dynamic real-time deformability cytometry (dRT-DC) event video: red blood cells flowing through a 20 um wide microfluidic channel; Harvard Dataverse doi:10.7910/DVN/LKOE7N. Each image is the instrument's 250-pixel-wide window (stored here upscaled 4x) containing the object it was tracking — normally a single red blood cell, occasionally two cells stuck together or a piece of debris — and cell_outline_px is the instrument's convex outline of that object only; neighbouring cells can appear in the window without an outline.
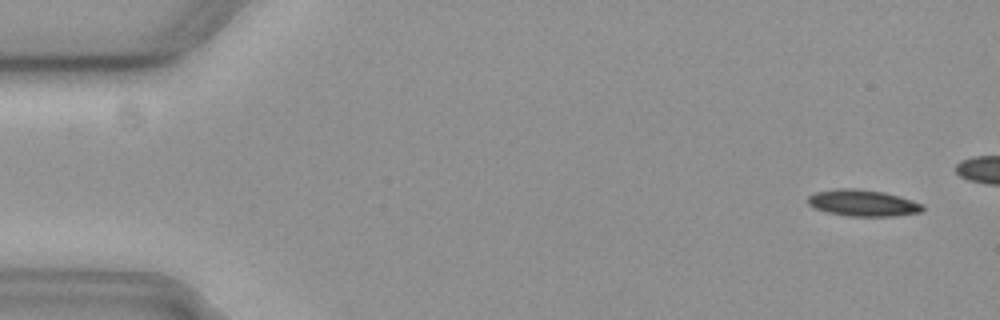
{"species": "common noctule bat (a hibernating species)", "species_latin": "Nyctalus noctula", "temperature_condition": "cold", "stored_images_in_passage": 14, "camera_frame_rate_fps": 3000, "um_per_image_px": 0.085, "animal": {"sex": "female", "body_mass_g": 19.3, "forearm_length_mm": 54.1}, "frame": {"image": 1, "passage_image": 3, "time_ms": 0.667, "image_size_px": [1000, 320], "cell_outline_px": [[924, 208], [920, 212], [896, 216], [848, 216], [828, 212], [816, 208], [808, 204], [808, 196], [816, 192], [836, 188], [852, 188], [884, 192], [900, 196], [924, 204]], "centroid_in_image_um": [73.36, 17.25], "position_along_channel_um": 11.6, "area_um2": 17.69}}